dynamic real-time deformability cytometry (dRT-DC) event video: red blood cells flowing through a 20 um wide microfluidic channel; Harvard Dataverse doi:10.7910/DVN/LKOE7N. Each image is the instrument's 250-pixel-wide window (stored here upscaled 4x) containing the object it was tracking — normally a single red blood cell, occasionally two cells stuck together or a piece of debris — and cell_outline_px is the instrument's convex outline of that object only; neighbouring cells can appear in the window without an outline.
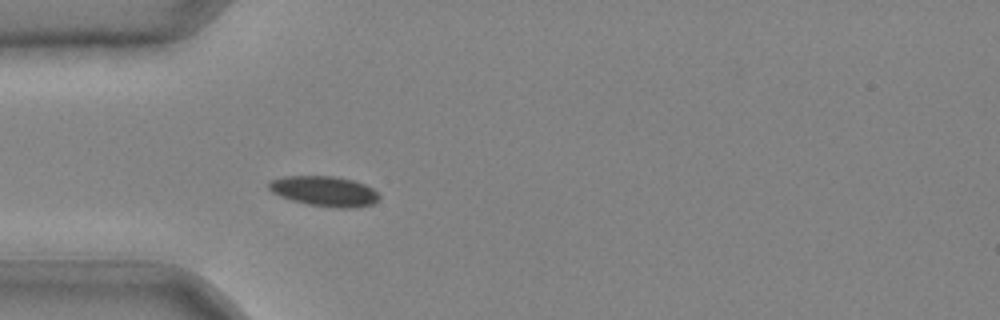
{"species": "common noctule bat (a hibernating species)", "species_latin": "Nyctalus noctula", "temperature_condition": "cold", "stored_images_in_passage": 34, "camera_frame_rate_fps": 3000, "um_per_image_px": 0.085, "animal": {"sex": "male", "body_mass_g": 20.4}, "frame": {"image": 1, "passage_image": 4, "time_ms": 1.0, "image_size_px": [1000, 320], "cell_outline_px": [[380, 196], [372, 204], [352, 208], [336, 208], [308, 204], [292, 200], [280, 196], [272, 192], [268, 188], [268, 184], [272, 180], [284, 176], [332, 176], [352, 180], [364, 184], [372, 188]], "centroid_in_image_um": [27.56, 16.25], "position_along_channel_um": 57.4, "area_um2": 19.19}}
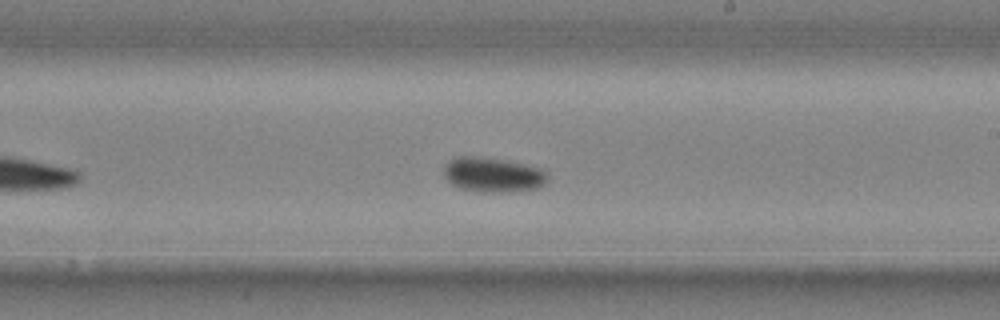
{"frame": {"image": 2, "passage_image": 17, "time_ms": 5.333, "image_size_px": [1000, 320], "cell_outline_px": [[548, 180], [540, 188], [516, 192], [476, 192], [460, 188], [452, 184], [444, 176], [444, 168], [448, 160], [456, 156], [468, 156], [504, 160], [540, 168], [548, 172]], "centroid_in_image_um": [41.92, 14.88], "position_along_channel_um": 247.1, "area_um2": 21.21}}
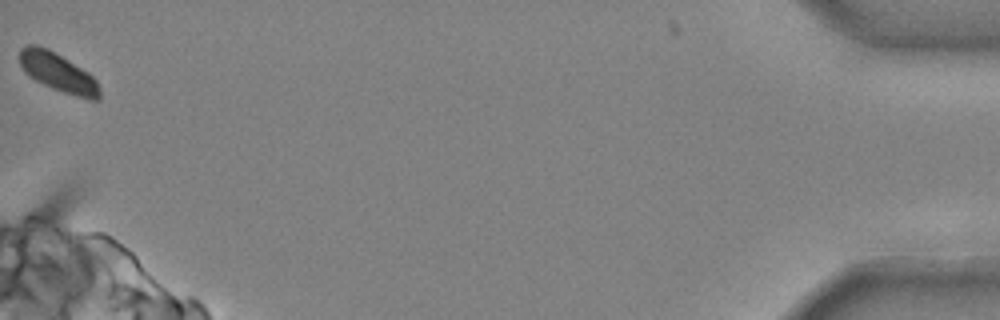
{"frame": {"image": 3, "passage_image": 34, "time_ms": 11.0, "image_size_px": [1000, 320], "cell_outline_px": [[100, 100], [88, 100], [52, 88], [36, 80], [24, 72], [20, 64], [20, 48], [28, 44], [36, 44], [48, 48], [88, 72], [96, 80], [100, 88]], "centroid_in_image_um": [4.94, 6.15], "position_along_channel_um": 430.3, "area_um2": 18.03}}